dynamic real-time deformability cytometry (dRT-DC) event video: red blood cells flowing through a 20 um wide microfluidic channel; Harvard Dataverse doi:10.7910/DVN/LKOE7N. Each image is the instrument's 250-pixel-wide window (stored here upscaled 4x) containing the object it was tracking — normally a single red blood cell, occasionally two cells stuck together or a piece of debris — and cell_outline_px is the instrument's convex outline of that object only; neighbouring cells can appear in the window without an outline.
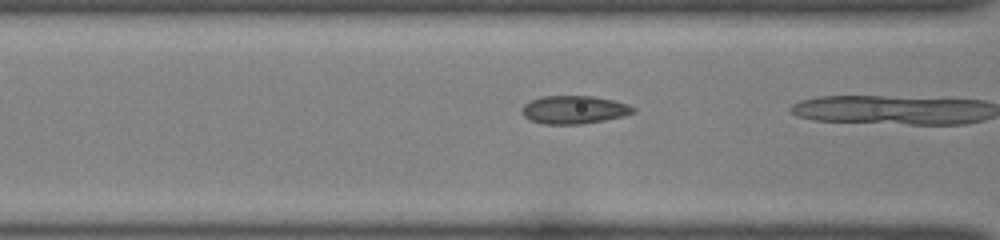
{"species": "common noctule bat (a hibernating species)", "species_latin": "Nyctalus noctula", "temperature_condition": "room temperature", "stored_images_in_passage": 24, "camera_frame_rate_fps": 3000, "um_per_image_px": 0.085, "animal": {"sex": "female", "body_mass_g": 22.0, "forearm_length_mm": 56.7}, "frame": {"image": 1, "passage_image": 23, "time_ms": 7.333, "image_size_px": [1000, 240], "cell_outline_px": [[636, 112], [604, 120], [580, 124], [544, 124], [532, 120], [524, 116], [520, 112], [520, 108], [524, 104], [540, 96], [592, 96], [612, 100], [628, 104], [636, 108]], "centroid_in_image_um": [48.76, 9.32], "position_along_channel_um": 117.8, "area_um2": 18.15}}